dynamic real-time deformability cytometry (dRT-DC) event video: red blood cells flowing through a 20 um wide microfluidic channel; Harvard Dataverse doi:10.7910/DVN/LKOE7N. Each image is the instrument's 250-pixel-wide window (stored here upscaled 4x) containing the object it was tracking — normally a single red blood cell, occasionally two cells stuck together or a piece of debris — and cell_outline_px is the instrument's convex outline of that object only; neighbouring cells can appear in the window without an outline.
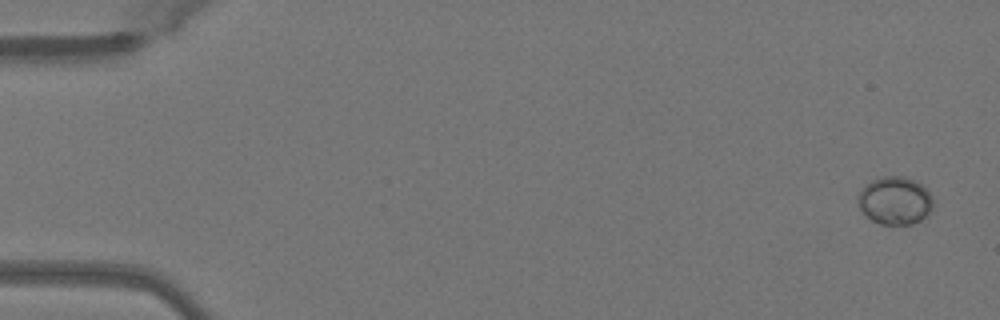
{"species": "Egyptian fruit bat (a non-hibernating species)", "species_latin": "Rousettus aegyptiacus", "temperature_condition": "warm", "stored_images_in_passage": 49, "camera_frame_rate_fps": 3000, "um_per_image_px": 0.085, "animal": {"sex": "female"}, "frame": {"image": 1, "passage_image": 1, "time_ms": 0.0, "image_size_px": [1000, 320], "cell_outline_px": [[932, 208], [920, 220], [912, 224], [880, 224], [872, 220], [860, 208], [856, 200], [864, 184], [872, 180], [884, 176], [904, 176], [920, 184], [932, 196]], "centroid_in_image_um": [76.04, 17.04], "position_along_channel_um": 9.0, "area_um2": 20.69}}
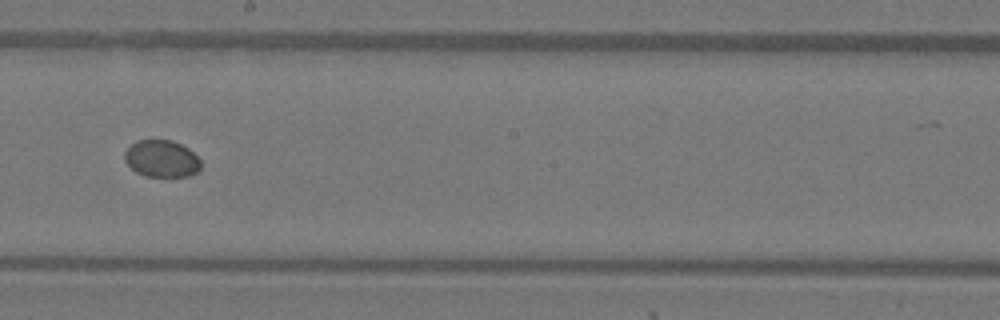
{"frame": {"image": 2, "passage_image": 28, "time_ms": 9.0, "image_size_px": [1000, 320], "cell_outline_px": [[200, 168], [196, 172], [188, 176], [144, 176], [136, 172], [124, 160], [124, 152], [136, 140], [172, 140], [188, 148], [200, 160]], "centroid_in_image_um": [13.72, 13.48], "position_along_channel_um": 234.5, "area_um2": 16.3}}
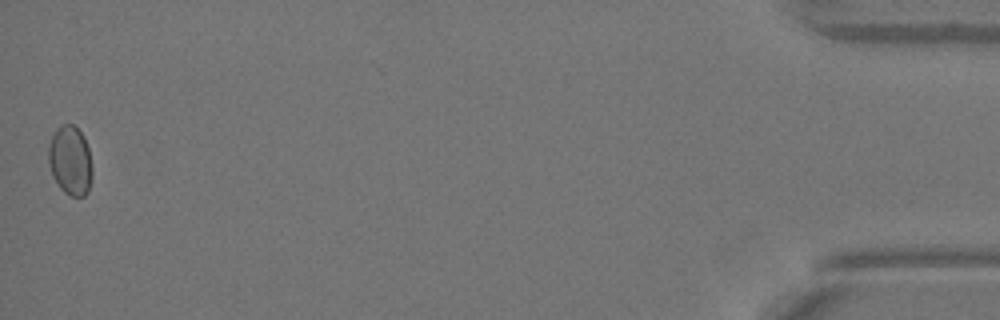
{"frame": {"image": 3, "passage_image": 49, "time_ms": 16.0, "image_size_px": [1000, 320], "cell_outline_px": [[92, 176], [88, 192], [84, 196], [72, 196], [64, 192], [60, 188], [52, 176], [48, 164], [48, 148], [52, 136], [56, 128], [64, 124], [72, 124], [84, 136], [88, 148], [92, 168]], "centroid_in_image_um": [5.96, 13.66], "position_along_channel_um": 429.2, "area_um2": 17.74}}